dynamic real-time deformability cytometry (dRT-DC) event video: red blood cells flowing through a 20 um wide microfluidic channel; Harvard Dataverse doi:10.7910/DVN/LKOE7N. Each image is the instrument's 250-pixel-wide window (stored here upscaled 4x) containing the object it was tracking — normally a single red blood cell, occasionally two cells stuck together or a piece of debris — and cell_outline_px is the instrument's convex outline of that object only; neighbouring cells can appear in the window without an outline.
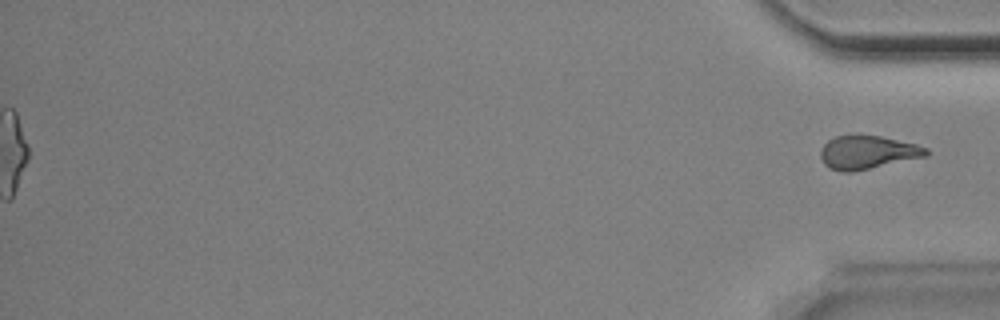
{"species": "Egyptian fruit bat (a non-hibernating species)", "species_latin": "Rousettus aegyptiacus", "temperature_condition": "room temperature", "stored_images_in_passage": 40, "segment_of_instrument_passage": [2, 2], "camera_frame_rate_fps": 3000, "um_per_image_px": 0.085, "animal": {"sex": "male"}, "frame": {"image": 1, "passage_image": 40, "time_ms": 13.0, "image_size_px": [1000, 320], "cell_outline_px": [[928, 156], [852, 172], [840, 172], [828, 168], [824, 164], [820, 156], [820, 148], [828, 140], [836, 136], [856, 132], [860, 132], [880, 136], [916, 144], [928, 148]], "centroid_in_image_um": [73.7, 12.92], "position_along_channel_um": 361.5, "area_um2": 21.21}}